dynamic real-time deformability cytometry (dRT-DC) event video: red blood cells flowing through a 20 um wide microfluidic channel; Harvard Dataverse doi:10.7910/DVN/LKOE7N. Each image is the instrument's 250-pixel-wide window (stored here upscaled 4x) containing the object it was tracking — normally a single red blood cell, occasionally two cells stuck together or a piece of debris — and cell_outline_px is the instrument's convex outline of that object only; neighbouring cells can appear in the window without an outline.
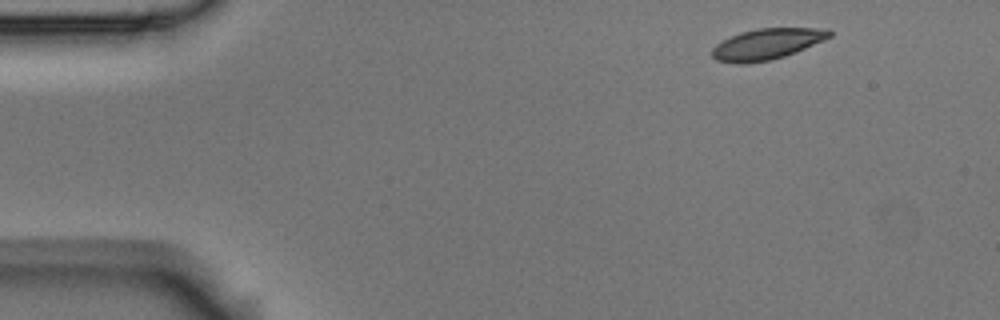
{"species": "Egyptian fruit bat (a non-hibernating species)", "species_latin": "Rousettus aegyptiacus", "temperature_condition": "room temperature", "stored_images_in_passage": 3, "camera_frame_rate_fps": 3000, "um_per_image_px": 0.085, "animal": {"sex": "male"}, "frame": {"image": 1, "passage_image": 1, "time_ms": 0.0, "image_size_px": [1000, 320], "cell_outline_px": [[832, 36], [824, 40], [796, 52], [772, 60], [744, 64], [736, 64], [716, 60], [712, 56], [712, 48], [720, 40], [740, 32], [756, 28], [828, 28], [832, 32]], "centroid_in_image_um": [65.17, 3.74], "position_along_channel_um": 19.8, "area_um2": 21.44}}
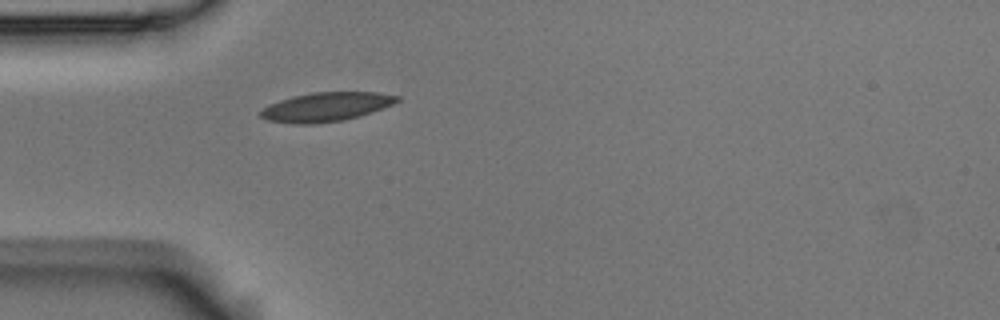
{"frame": {"image": 2, "passage_image": 3, "time_ms": 0.667, "image_size_px": [1000, 320], "cell_outline_px": [[400, 100], [392, 104], [372, 112], [360, 116], [344, 120], [312, 124], [296, 124], [268, 120], [260, 116], [260, 112], [268, 104], [292, 96], [312, 92], [376, 92], [400, 96]], "centroid_in_image_um": [27.72, 9.08], "position_along_channel_um": 57.3, "area_um2": 23.06}}